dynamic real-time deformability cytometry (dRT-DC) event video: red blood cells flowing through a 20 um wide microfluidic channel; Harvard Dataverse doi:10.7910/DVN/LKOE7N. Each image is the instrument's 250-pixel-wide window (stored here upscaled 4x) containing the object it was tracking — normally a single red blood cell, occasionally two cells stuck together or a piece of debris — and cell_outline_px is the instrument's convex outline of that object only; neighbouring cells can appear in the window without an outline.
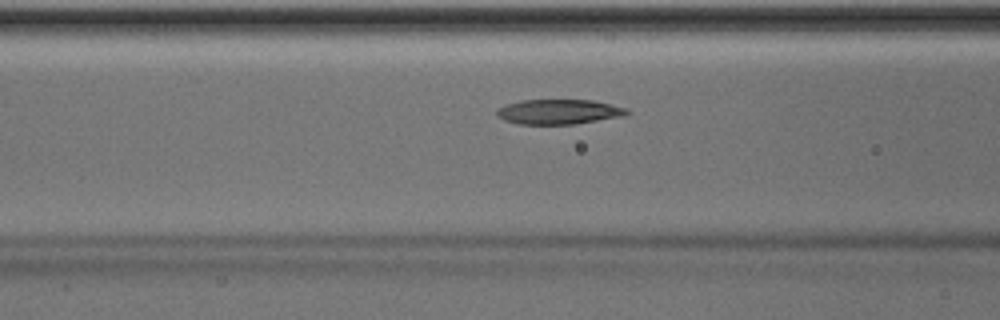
{"species": "Egyptian fruit bat (a non-hibernating species)", "species_latin": "Rousettus aegyptiacus", "temperature_condition": "room temperature", "stored_images_in_passage": 44, "camera_frame_rate_fps": 3000, "um_per_image_px": 0.085, "animal": {"sex": "male"}, "frame": {"image": 1, "passage_image": 14, "time_ms": 4.333, "image_size_px": [1000, 320], "cell_outline_px": [[632, 112], [624, 116], [576, 124], [520, 124], [504, 120], [496, 116], [496, 108], [520, 100], [592, 100], [628, 108]], "centroid_in_image_um": [47.52, 9.5], "position_along_channel_um": 119.1, "area_um2": 19.02}}
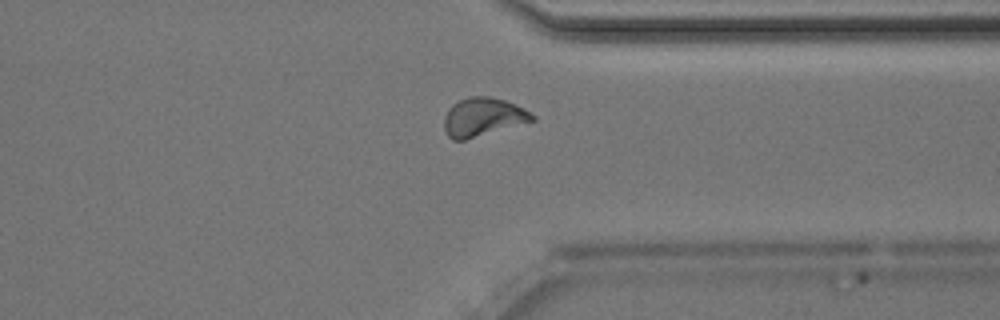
{"frame": {"image": 2, "passage_image": 33, "time_ms": 10.667, "image_size_px": [1000, 320], "cell_outline_px": [[536, 120], [464, 140], [452, 140], [448, 136], [444, 128], [444, 116], [448, 108], [452, 104], [468, 96], [488, 96], [504, 100], [516, 104], [524, 108], [536, 116]], "centroid_in_image_um": [41.04, 9.94], "position_along_channel_um": 370.4, "area_um2": 19.83}}
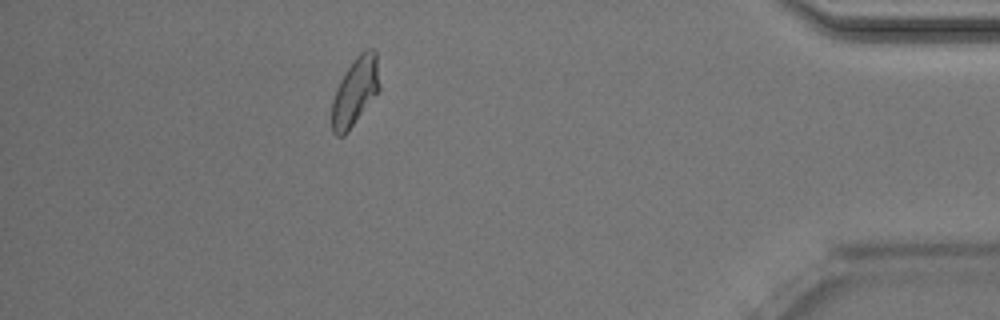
{"frame": {"image": 3, "passage_image": 39, "time_ms": 12.667, "image_size_px": [1000, 320], "cell_outline_px": [[380, 88], [348, 132], [344, 136], [336, 136], [332, 132], [332, 100], [336, 88], [344, 72], [356, 56], [360, 52], [368, 48], [376, 48], [380, 84]], "centroid_in_image_um": [30.18, 7.75], "position_along_channel_um": 405.0, "area_um2": 19.02}, "authors_computed_cell_mechanics": {"area_um2": 19.1029, "velocity_mm_per_s": 3.9859, "shape_relaxation_time_tau1_ms": 8.4546, "shape_relaxation_time_tau2_ms": 3.2588, "deformation_change_tau1": 0.2213, "deformation_change_tau2": 0.0833}}